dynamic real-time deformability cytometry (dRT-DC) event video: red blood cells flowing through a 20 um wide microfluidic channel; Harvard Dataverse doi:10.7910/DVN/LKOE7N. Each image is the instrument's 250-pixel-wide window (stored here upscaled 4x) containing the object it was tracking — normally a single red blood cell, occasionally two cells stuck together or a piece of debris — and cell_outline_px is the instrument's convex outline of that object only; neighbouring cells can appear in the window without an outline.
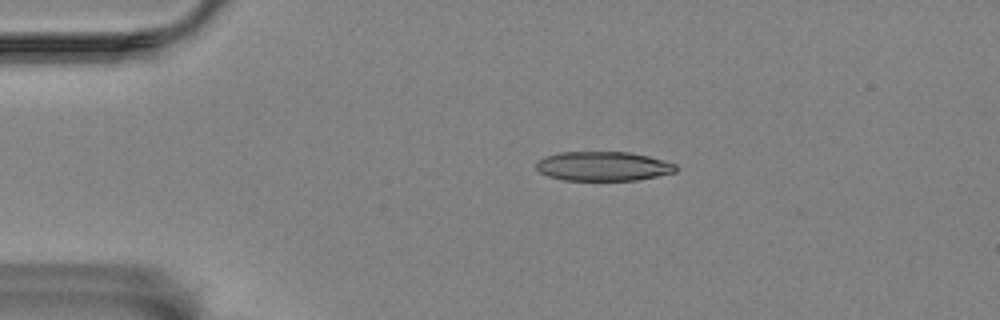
{"species": "Egyptian fruit bat (a non-hibernating species)", "species_latin": "Rousettus aegyptiacus", "temperature_condition": "room temperature", "stored_images_in_passage": 52, "camera_frame_rate_fps": 3000, "um_per_image_px": 0.085, "animal": {"sex": "female"}, "frame": {"image": 1, "passage_image": 7, "time_ms": 2.0, "image_size_px": [1000, 320], "cell_outline_px": [[680, 168], [676, 172], [636, 180], [564, 180], [548, 176], [540, 172], [536, 168], [536, 164], [544, 156], [560, 152], [628, 152], [648, 156], [676, 164]], "centroid_in_image_um": [51.28, 14.13], "position_along_channel_um": 33.7, "area_um2": 23.81}}
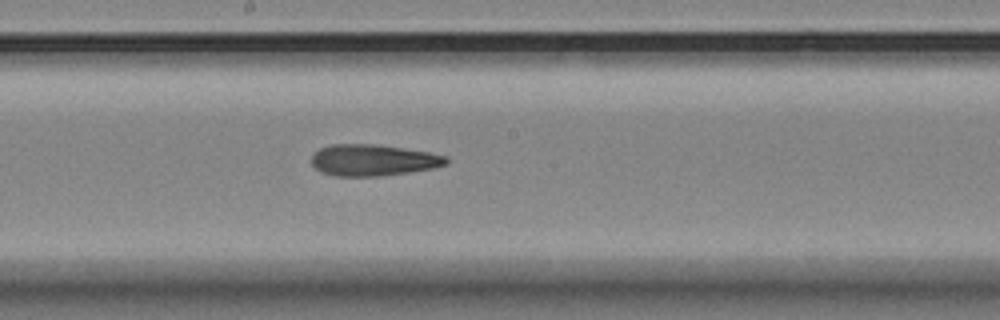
{"frame": {"image": 2, "passage_image": 26, "time_ms": 8.333, "image_size_px": [1000, 320], "cell_outline_px": [[448, 164], [432, 168], [408, 172], [380, 176], [336, 176], [320, 172], [312, 164], [312, 156], [320, 148], [332, 144], [372, 144], [404, 148], [428, 152], [448, 156]], "centroid_in_image_um": [31.72, 13.61], "position_along_channel_um": 216.5, "area_um2": 24.57}}
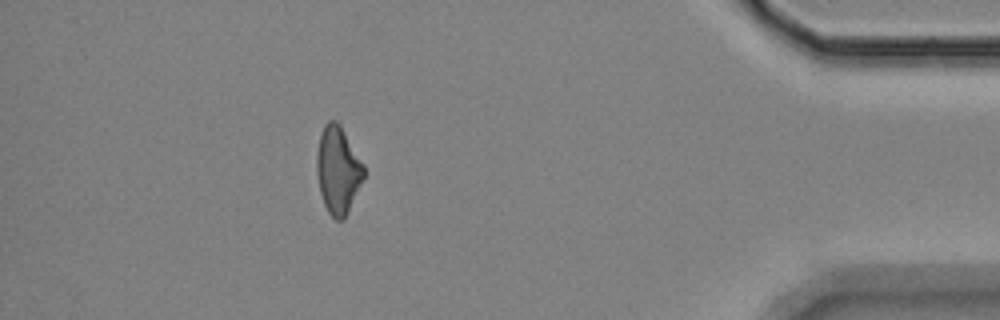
{"frame": {"image": 3, "passage_image": 46, "time_ms": 15.0, "image_size_px": [1000, 320], "cell_outline_px": [[364, 176], [348, 212], [344, 220], [336, 220], [328, 212], [324, 204], [320, 192], [316, 172], [316, 156], [320, 136], [324, 124], [328, 120], [336, 120], [340, 124], [364, 164]], "centroid_in_image_um": [28.71, 14.44], "position_along_channel_um": 406.5, "area_um2": 23.93}, "authors_computed_cell_mechanics": {"area_um2": 24.7095, "velocity_mm_per_s": 3.5409, "shape_relaxation_time_tau1_ms": null, "shape_relaxation_time_tau2_ms": 7.3044, "deformation_change_tau1": null, "deformation_change_tau2": 0.2145}}